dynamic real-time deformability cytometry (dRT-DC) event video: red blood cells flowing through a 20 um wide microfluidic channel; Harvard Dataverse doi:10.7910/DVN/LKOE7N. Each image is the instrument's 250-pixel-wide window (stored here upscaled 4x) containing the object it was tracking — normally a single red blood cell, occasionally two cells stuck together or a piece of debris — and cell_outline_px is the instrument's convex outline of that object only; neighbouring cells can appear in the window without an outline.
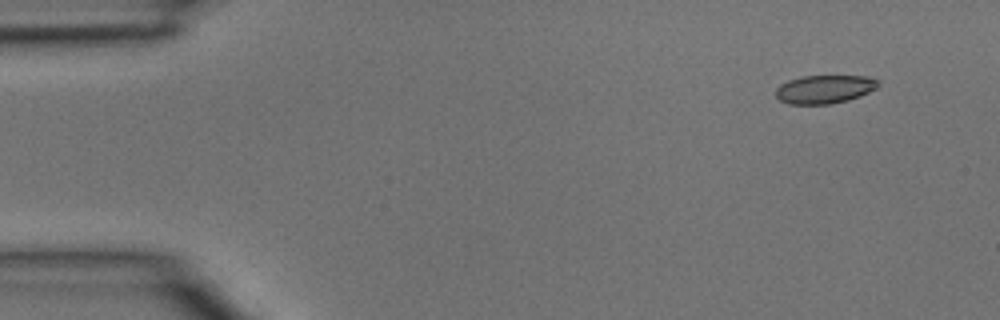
{"species": "common noctule bat (a hibernating species)", "species_latin": "Nyctalus noctula", "temperature_condition": "room temperature", "stored_images_in_passage": 4, "camera_frame_rate_fps": 3000, "um_per_image_px": 0.085, "animal": {"sex": "male", "body_mass_g": 15.6}, "frame": {"image": 1, "passage_image": 1, "time_ms": 0.0, "image_size_px": [1000, 320], "cell_outline_px": [[880, 84], [876, 88], [860, 96], [848, 100], [828, 104], [788, 104], [780, 100], [776, 96], [776, 88], [780, 84], [788, 80], [800, 76], [868, 76], [880, 80]], "centroid_in_image_um": [70.09, 7.57], "position_along_channel_um": 14.9, "area_um2": 17.05}}